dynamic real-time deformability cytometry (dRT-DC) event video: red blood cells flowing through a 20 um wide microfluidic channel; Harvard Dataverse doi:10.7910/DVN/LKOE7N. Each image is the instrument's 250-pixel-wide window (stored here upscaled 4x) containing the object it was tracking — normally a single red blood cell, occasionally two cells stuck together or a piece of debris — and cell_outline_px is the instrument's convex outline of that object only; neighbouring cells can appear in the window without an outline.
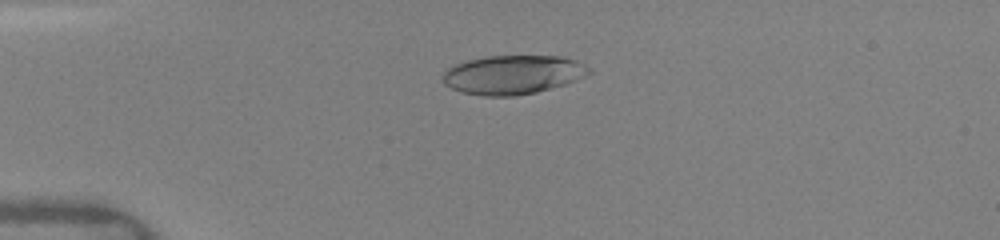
{"species": "human", "species_latin": "Homo sapiens", "temperature_condition": "warm", "stored_images_in_passage": 5, "camera_frame_rate_fps": 3000, "um_per_image_px": 0.085, "donor": {"sex": "female"}, "frame": {"image": 1, "passage_image": 4, "time_ms": 3.333, "image_size_px": [1000, 240], "cell_outline_px": [[592, 72], [576, 80], [564, 84], [536, 92], [512, 96], [484, 96], [460, 92], [444, 84], [444, 72], [452, 64], [484, 56], [560, 56], [576, 60], [592, 68]], "centroid_in_image_um": [43.59, 6.34], "position_along_channel_um": 41.4, "area_um2": 33.23}}